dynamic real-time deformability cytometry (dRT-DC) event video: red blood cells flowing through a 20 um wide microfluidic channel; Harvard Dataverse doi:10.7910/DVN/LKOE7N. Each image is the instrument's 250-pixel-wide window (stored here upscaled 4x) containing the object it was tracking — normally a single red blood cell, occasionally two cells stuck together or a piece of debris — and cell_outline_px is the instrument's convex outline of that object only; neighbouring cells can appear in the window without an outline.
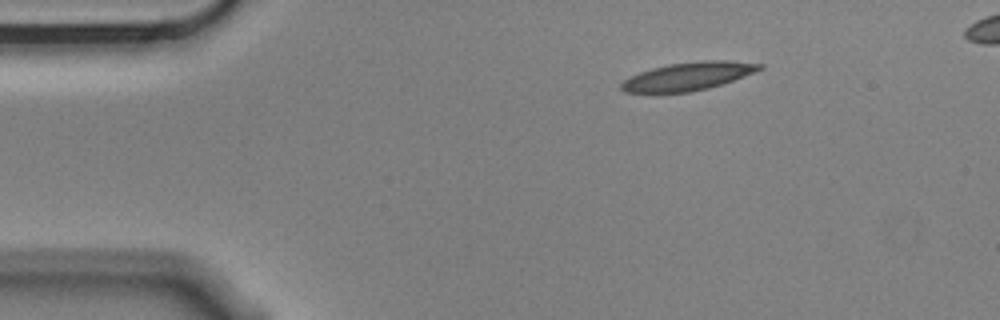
{"species": "Egyptian fruit bat (a non-hibernating species)", "species_latin": "Rousettus aegyptiacus", "temperature_condition": "cold", "stored_images_in_passage": 4, "segment_of_instrument_passage": [1, 2], "camera_frame_rate_fps": 3000, "um_per_image_px": 0.085, "animal": {"sex": "male"}, "frame": {"image": 1, "passage_image": 1, "time_ms": 0.0, "image_size_px": [1000, 320], "cell_outline_px": [[764, 68], [744, 76], [708, 88], [688, 92], [624, 92], [620, 88], [620, 84], [624, 80], [640, 72], [652, 68], [668, 64], [700, 60], [728, 60], [764, 64]], "centroid_in_image_um": [58.51, 6.47], "position_along_channel_um": 26.5, "area_um2": 22.43}}